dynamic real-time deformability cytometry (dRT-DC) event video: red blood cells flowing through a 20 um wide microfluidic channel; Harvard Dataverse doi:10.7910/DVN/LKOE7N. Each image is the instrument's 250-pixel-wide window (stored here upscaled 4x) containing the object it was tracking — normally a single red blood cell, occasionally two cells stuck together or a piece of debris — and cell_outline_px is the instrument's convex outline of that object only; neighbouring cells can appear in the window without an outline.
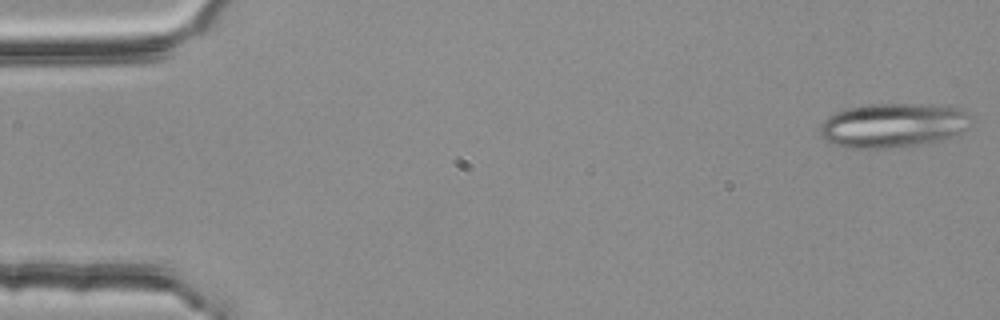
{"species": "common noctule bat (a hibernating species)", "species_latin": "Nyctalus noctula", "temperature_condition": "room temperature", "stored_images_in_passage": 4, "camera_frame_rate_fps": 3000, "um_per_image_px": 0.085, "animal": {"sex": "female", "body_mass_g": 25.1}, "frame": {"image": 1, "passage_image": 1, "time_ms": 0.0, "image_size_px": [1000, 320], "cell_outline_px": [[968, 116], [964, 128], [960, 132], [952, 136], [940, 140], [920, 144], [880, 148], [852, 148], [832, 144], [824, 140], [820, 136], [820, 124], [828, 116], [836, 112], [848, 108], [868, 104], [932, 104], [964, 108], [968, 112]], "centroid_in_image_um": [75.85, 10.63], "position_along_channel_um": 9.2, "area_um2": 38.78}}